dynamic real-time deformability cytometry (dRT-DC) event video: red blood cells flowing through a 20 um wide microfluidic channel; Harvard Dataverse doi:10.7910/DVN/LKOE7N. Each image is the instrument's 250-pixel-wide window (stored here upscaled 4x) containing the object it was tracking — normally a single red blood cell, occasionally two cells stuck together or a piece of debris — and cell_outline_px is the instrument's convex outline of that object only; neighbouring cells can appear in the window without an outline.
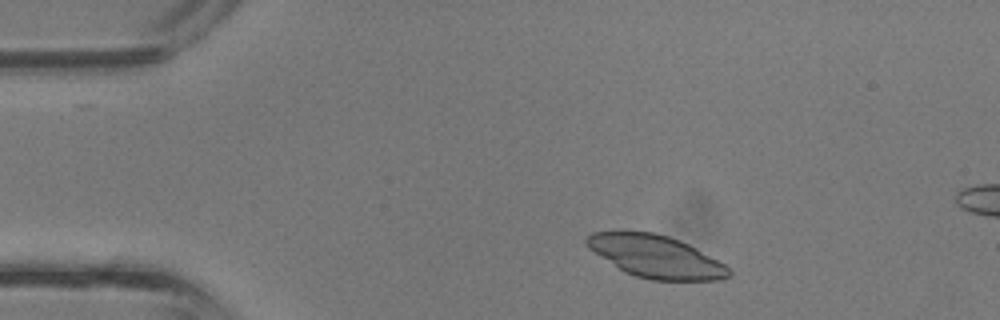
{"species": "common noctule bat (a hibernating species)", "species_latin": "Nyctalus noctula", "temperature_condition": "room temperature", "stored_images_in_passage": 17, "camera_frame_rate_fps": 3000, "um_per_image_px": 0.085, "animal": {"sex": "male", "body_mass_g": 13.3}, "frame": {"image": 1, "passage_image": 3, "time_ms": 0.667, "image_size_px": [1000, 320], "cell_outline_px": [[732, 272], [728, 276], [720, 280], [652, 280], [636, 276], [624, 272], [588, 248], [584, 244], [584, 240], [592, 232], [652, 232], [668, 236], [680, 240], [696, 248], [732, 268]], "centroid_in_image_um": [55.76, 21.81], "position_along_channel_um": 29.2, "area_um2": 34.97}}